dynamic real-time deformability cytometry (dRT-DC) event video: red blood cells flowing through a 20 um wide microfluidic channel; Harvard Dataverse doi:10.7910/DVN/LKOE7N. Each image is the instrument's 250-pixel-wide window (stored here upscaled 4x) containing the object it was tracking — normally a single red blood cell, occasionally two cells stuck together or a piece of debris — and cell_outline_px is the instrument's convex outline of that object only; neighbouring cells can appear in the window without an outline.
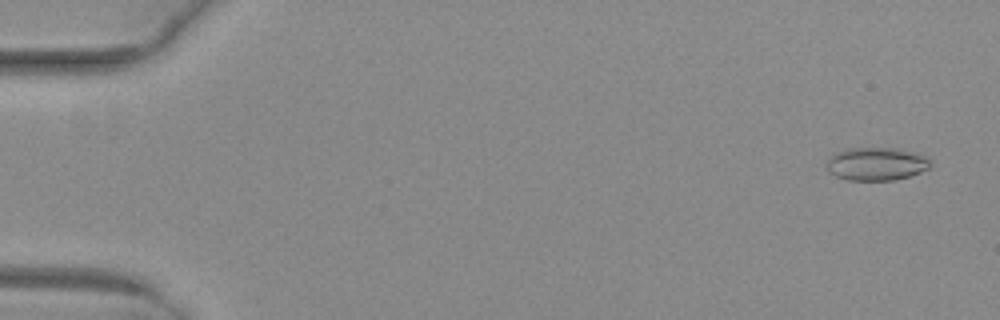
{"species": "common noctule bat (a hibernating species)", "species_latin": "Nyctalus noctula", "temperature_condition": "warm", "stored_images_in_passage": 52, "camera_frame_rate_fps": 3000, "um_per_image_px": 0.085, "animal": {"sex": "female", "body_mass_g": 29.2, "forearm_length_mm": 56.3}, "frame": {"image": 1, "passage_image": 3, "time_ms": 0.667, "image_size_px": [1000, 320], "cell_outline_px": [[932, 164], [928, 168], [920, 172], [908, 176], [892, 180], [848, 180], [836, 176], [828, 172], [824, 164], [836, 152], [848, 148], [900, 148], [920, 152]], "centroid_in_image_um": [74.48, 13.92], "position_along_channel_um": 10.5, "area_um2": 20.17}}
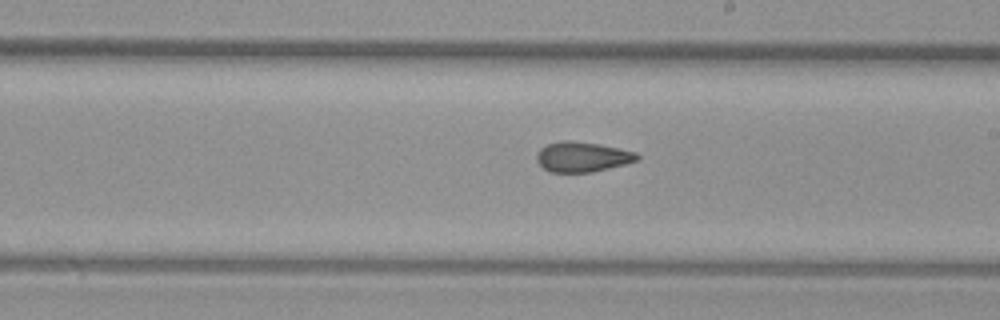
{"frame": {"image": 2, "passage_image": 31, "time_ms": 10.0, "image_size_px": [1000, 320], "cell_outline_px": [[640, 156], [636, 160], [624, 164], [592, 172], [548, 172], [536, 160], [536, 152], [540, 148], [548, 144], [564, 140], [572, 140], [600, 144], [636, 152]], "centroid_in_image_um": [49.46, 13.32], "position_along_channel_um": 239.5, "area_um2": 17.57}}
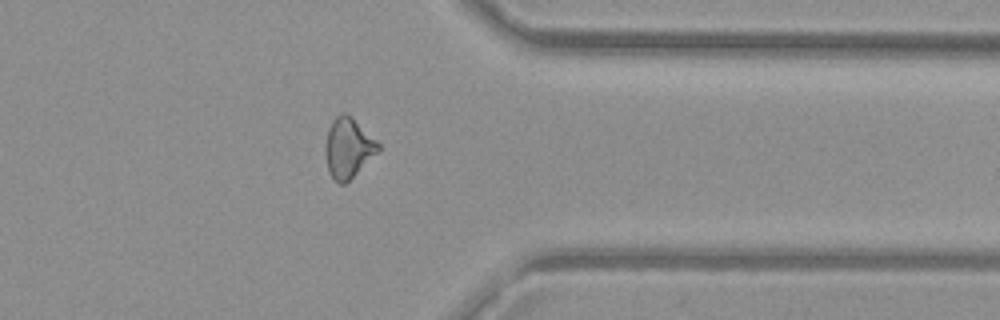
{"frame": {"image": 3, "passage_image": 42, "time_ms": 13.667, "image_size_px": [1000, 320], "cell_outline_px": [[380, 148], [344, 184], [340, 184], [328, 172], [324, 152], [324, 148], [328, 128], [332, 120], [340, 112], [344, 112], [352, 116], [380, 144]], "centroid_in_image_um": [29.55, 12.52], "position_along_channel_um": 381.9, "area_um2": 18.21}, "authors_computed_cell_mechanics": {"area_um2": 18.3226, "velocity_mm_per_s": 4.0904, "shape_relaxation_time_tau1_ms": null, "shape_relaxation_time_tau2_ms": 2.0337, "deformation_change_tau1": null, "deformation_change_tau2": 0.0837}}